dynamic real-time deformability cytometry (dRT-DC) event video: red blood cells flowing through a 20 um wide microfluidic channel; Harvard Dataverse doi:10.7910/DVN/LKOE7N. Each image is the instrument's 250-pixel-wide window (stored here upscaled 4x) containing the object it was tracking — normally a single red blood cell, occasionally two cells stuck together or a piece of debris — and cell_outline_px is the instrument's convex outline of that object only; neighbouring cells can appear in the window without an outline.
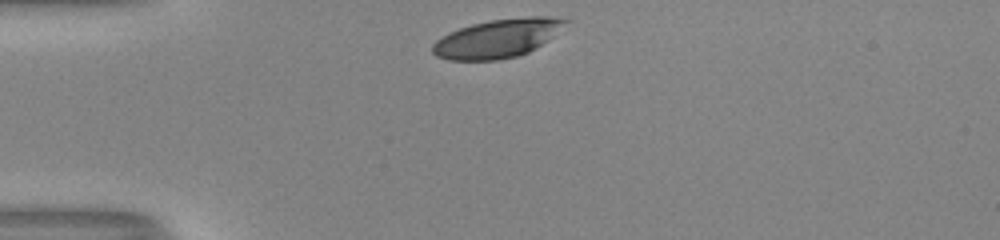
{"species": "human", "species_latin": "Homo sapiens", "temperature_condition": "room temperature", "stored_images_in_passage": 29, "camera_frame_rate_fps": 3000, "um_per_image_px": 0.085, "donor": {"sex": "male"}, "frame": {"image": 1, "passage_image": 1, "time_ms": 0.0, "image_size_px": [1000, 240], "cell_outline_px": [[572, 20], [548, 40], [536, 48], [528, 52], [516, 56], [496, 60], [448, 60], [436, 56], [432, 52], [432, 44], [436, 40], [448, 32], [472, 24], [492, 20], [528, 16], [548, 16]], "centroid_in_image_um": [42.3, 3.26], "position_along_channel_um": 42.7, "area_um2": 29.88}}
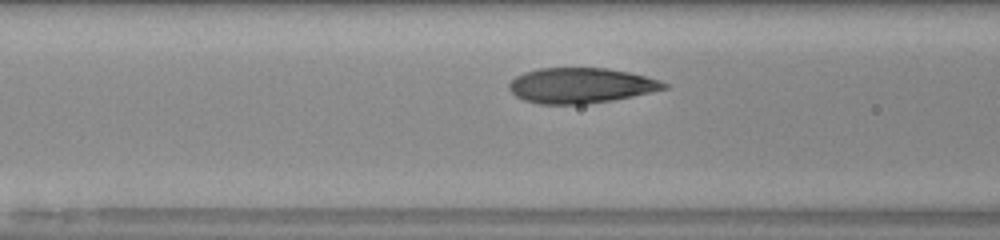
{"frame": {"image": 2, "passage_image": 9, "time_ms": 2.667, "image_size_px": [1000, 240], "cell_outline_px": [[668, 88], [632, 96], [612, 100], [580, 104], [540, 104], [524, 100], [516, 96], [508, 88], [508, 84], [516, 76], [524, 72], [540, 68], [608, 68], [628, 72], [644, 76], [668, 84]], "centroid_in_image_um": [49.32, 7.26], "position_along_channel_um": 117.3, "area_um2": 31.56}}
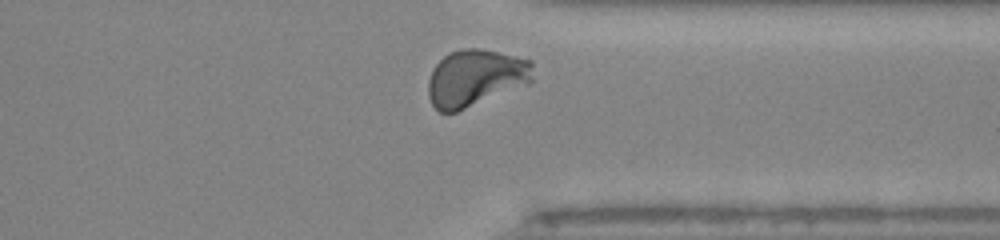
{"frame": {"image": 3, "passage_image": 28, "time_ms": 9.0, "image_size_px": [1000, 240], "cell_outline_px": [[532, 84], [456, 112], [440, 112], [432, 104], [428, 96], [428, 80], [432, 68], [444, 56], [452, 52], [464, 48], [480, 48], [516, 56], [532, 60]], "centroid_in_image_um": [40.44, 6.63], "position_along_channel_um": 371.0, "area_um2": 35.14}, "authors_computed_cell_mechanics": {"area_um2": 32.5992, "velocity_mm_per_s": 4.0194, "shape_relaxation_time_tau1_ms": 3.1302, "shape_relaxation_time_tau2_ms": null, "deformation_change_tau1": 0.1725, "deformation_change_tau2": null}}